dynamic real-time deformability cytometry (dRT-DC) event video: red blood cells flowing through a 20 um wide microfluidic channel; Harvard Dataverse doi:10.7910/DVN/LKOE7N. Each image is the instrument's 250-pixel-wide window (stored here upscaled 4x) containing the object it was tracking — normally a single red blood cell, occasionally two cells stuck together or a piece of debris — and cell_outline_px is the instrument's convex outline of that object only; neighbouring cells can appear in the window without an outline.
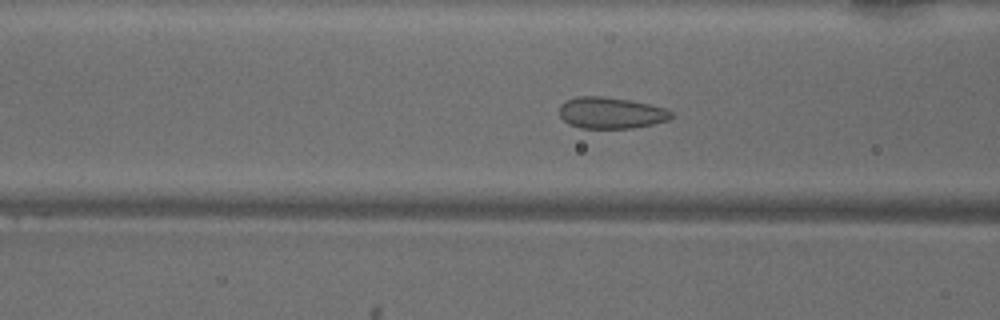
{"species": "common noctule bat (a hibernating species)", "species_latin": "Nyctalus noctula", "temperature_condition": "warm", "stored_images_in_passage": 50, "camera_frame_rate_fps": 3000, "um_per_image_px": 0.085, "animal": {"sex": "male", "body_mass_g": 18.8}, "frame": {"image": 1, "passage_image": 18, "time_ms": 5.667, "image_size_px": [1000, 320], "cell_outline_px": [[672, 116], [668, 120], [652, 124], [632, 128], [580, 128], [568, 124], [560, 116], [560, 104], [576, 96], [604, 96], [628, 100], [668, 108], [672, 112]], "centroid_in_image_um": [51.92, 9.59], "position_along_channel_um": 114.7, "area_um2": 20.46}}
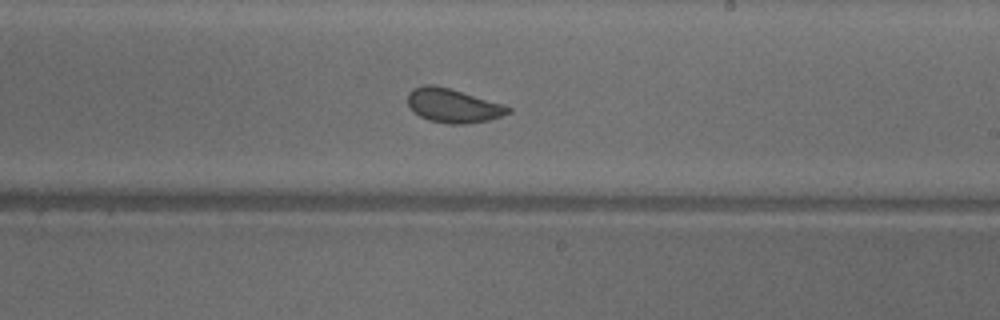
{"frame": {"image": 2, "passage_image": 28, "time_ms": 9.0, "image_size_px": [1000, 320], "cell_outline_px": [[512, 112], [488, 120], [464, 124], [448, 124], [428, 120], [412, 112], [408, 104], [408, 92], [412, 88], [424, 84], [432, 84], [448, 88], [504, 104], [512, 108]], "centroid_in_image_um": [38.48, 8.98], "position_along_channel_um": 250.5, "area_um2": 19.94}}
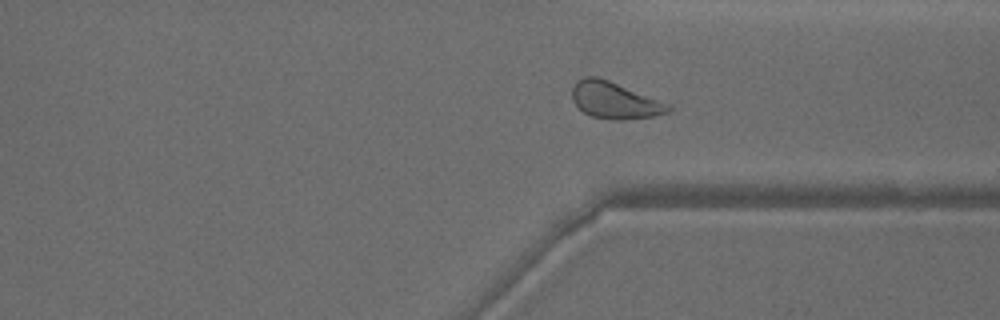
{"frame": {"image": 3, "passage_image": 36, "time_ms": 11.667, "image_size_px": [1000, 320], "cell_outline_px": [[672, 108], [668, 112], [656, 116], [620, 120], [612, 120], [592, 116], [584, 112], [572, 100], [572, 88], [576, 80], [584, 76], [596, 76], [608, 80], [672, 104]], "centroid_in_image_um": [52.27, 8.52], "position_along_channel_um": 359.1, "area_um2": 20.69}, "authors_computed_cell_mechanics": {"area_um2": 21.7617, "velocity_mm_per_s": 4.0735, "shape_relaxation_time_tau1_ms": 3.8235, "shape_relaxation_time_tau2_ms": 0.7045, "deformation_change_tau1": 0.0938, "deformation_change_tau2": 0.0611}}